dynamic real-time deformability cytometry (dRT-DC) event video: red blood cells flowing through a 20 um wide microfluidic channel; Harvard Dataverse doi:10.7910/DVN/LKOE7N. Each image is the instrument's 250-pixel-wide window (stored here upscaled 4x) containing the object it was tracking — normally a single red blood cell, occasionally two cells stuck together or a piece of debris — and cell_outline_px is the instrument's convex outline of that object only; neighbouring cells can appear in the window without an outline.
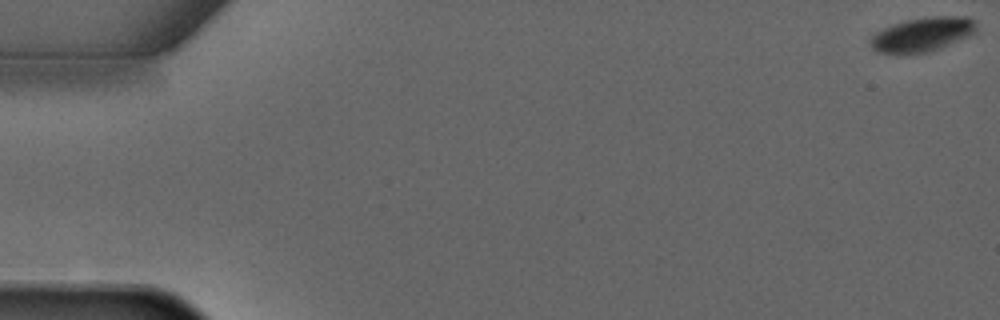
{"species": "common noctule bat (a hibernating species)", "species_latin": "Nyctalus noctula", "temperature_condition": "warm", "stored_images_in_passage": 5, "segment_of_instrument_passage": [1, 2], "camera_frame_rate_fps": 3000, "um_per_image_px": 0.085, "animal": {"sex": "male", "forearm_length_mm": 52.5}, "frame": {"image": 1, "passage_image": 1, "time_ms": 0.0, "image_size_px": [1000, 320], "cell_outline_px": [[976, 32], [968, 36], [940, 48], [928, 52], [880, 52], [872, 48], [868, 40], [876, 32], [884, 28], [908, 20], [936, 16], [964, 16], [972, 20], [976, 24]], "centroid_in_image_um": [78.42, 2.91], "position_along_channel_um": 6.6, "area_um2": 20.46}}
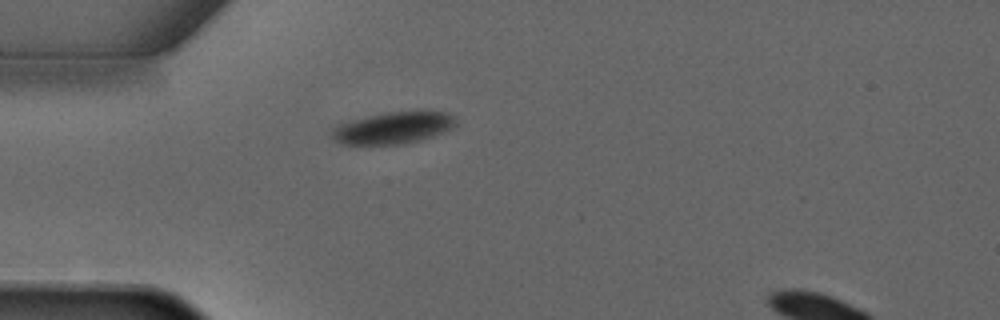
{"frame": {"image": 2, "passage_image": 4, "time_ms": 4.333, "image_size_px": [1000, 320], "cell_outline_px": [[456, 124], [452, 128], [444, 132], [420, 140], [396, 144], [344, 144], [336, 140], [328, 132], [336, 124], [384, 112], [448, 112], [456, 116]], "centroid_in_image_um": [33.41, 10.86], "position_along_channel_um": 51.6, "area_um2": 22.83}}